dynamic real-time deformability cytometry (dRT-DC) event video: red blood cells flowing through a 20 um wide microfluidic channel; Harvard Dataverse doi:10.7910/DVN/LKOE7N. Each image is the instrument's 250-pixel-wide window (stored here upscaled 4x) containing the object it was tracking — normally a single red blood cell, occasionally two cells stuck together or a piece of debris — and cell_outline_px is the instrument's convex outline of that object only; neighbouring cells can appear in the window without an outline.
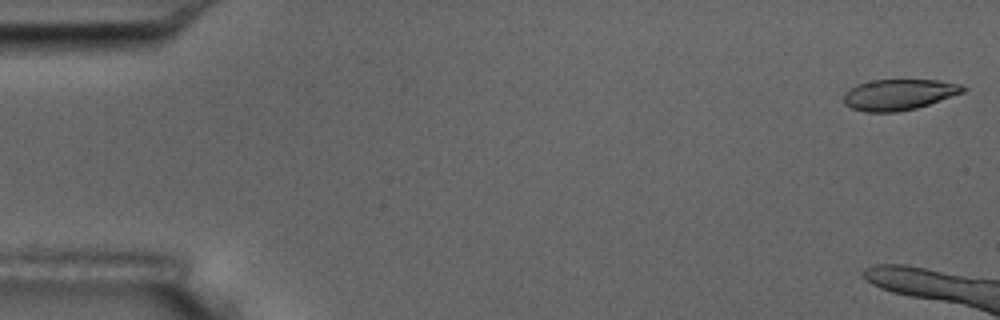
{"species": "common noctule bat (a hibernating species)", "species_latin": "Nyctalus noctula", "temperature_condition": "room temperature", "stored_images_in_passage": 7, "camera_frame_rate_fps": 3000, "um_per_image_px": 0.085, "animal": {"sex": "male", "body_mass_g": 17.5, "forearm_length_mm": 52.3}, "frame": {"image": 1, "passage_image": 1, "time_ms": 0.0, "image_size_px": [1000, 320], "cell_outline_px": [[968, 88], [964, 92], [916, 108], [896, 112], [864, 112], [852, 108], [844, 104], [844, 96], [856, 84], [872, 80], [936, 80], [960, 84]], "centroid_in_image_um": [76.41, 8.04], "position_along_channel_um": 8.6, "area_um2": 21.27}}